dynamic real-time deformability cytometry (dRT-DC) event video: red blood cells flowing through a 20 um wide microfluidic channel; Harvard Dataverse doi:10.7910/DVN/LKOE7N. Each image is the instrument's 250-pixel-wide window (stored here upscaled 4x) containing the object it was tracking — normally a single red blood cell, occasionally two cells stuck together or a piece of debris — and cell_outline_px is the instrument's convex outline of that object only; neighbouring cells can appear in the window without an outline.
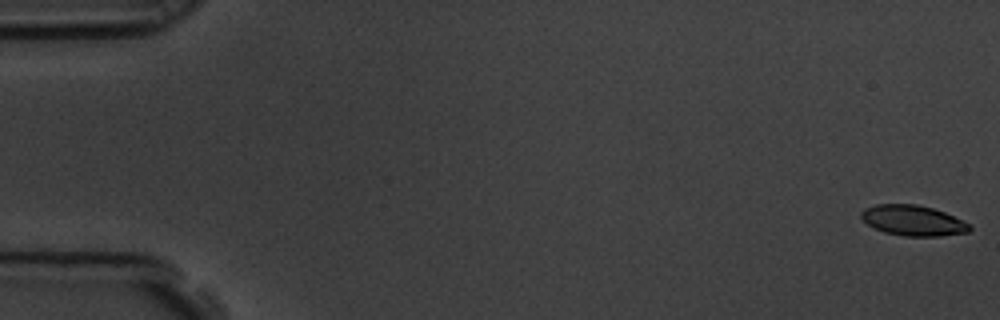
{"species": "common noctule bat (a hibernating species)", "species_latin": "Nyctalus noctula", "temperature_condition": "room temperature", "stored_images_in_passage": 5, "camera_frame_rate_fps": 3000, "um_per_image_px": 0.085, "animal": {"sex": "male", "body_mass_g": 19.5, "forearm_length_mm": 54.6}, "frame": {"image": 1, "passage_image": 1, "time_ms": 0.0, "image_size_px": [1000, 320], "cell_outline_px": [[972, 228], [968, 232], [940, 236], [904, 236], [884, 232], [868, 224], [860, 216], [860, 212], [864, 208], [876, 204], [916, 204], [932, 208], [944, 212], [972, 224]], "centroid_in_image_um": [77.62, 18.74], "position_along_channel_um": 7.4, "area_um2": 19.25}}
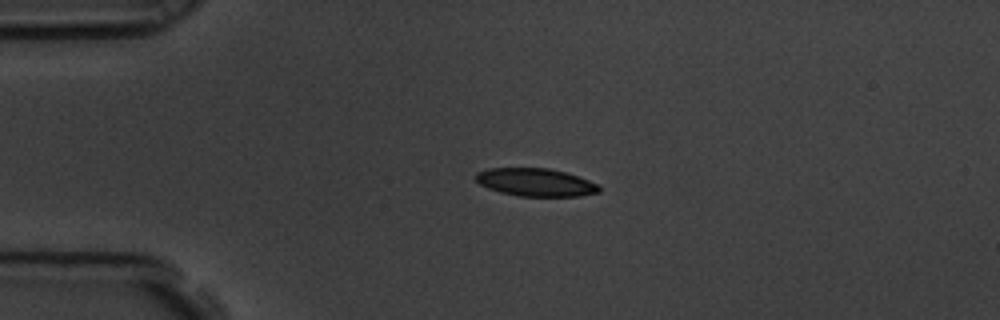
{"frame": {"image": 2, "passage_image": 4, "time_ms": 1.0, "image_size_px": [1000, 320], "cell_outline_px": [[600, 192], [580, 196], [516, 196], [500, 192], [488, 188], [480, 184], [476, 180], [476, 172], [488, 168], [548, 168], [564, 172], [588, 180], [596, 184], [600, 188]], "centroid_in_image_um": [45.5, 15.5], "position_along_channel_um": 39.5, "area_um2": 19.94}}